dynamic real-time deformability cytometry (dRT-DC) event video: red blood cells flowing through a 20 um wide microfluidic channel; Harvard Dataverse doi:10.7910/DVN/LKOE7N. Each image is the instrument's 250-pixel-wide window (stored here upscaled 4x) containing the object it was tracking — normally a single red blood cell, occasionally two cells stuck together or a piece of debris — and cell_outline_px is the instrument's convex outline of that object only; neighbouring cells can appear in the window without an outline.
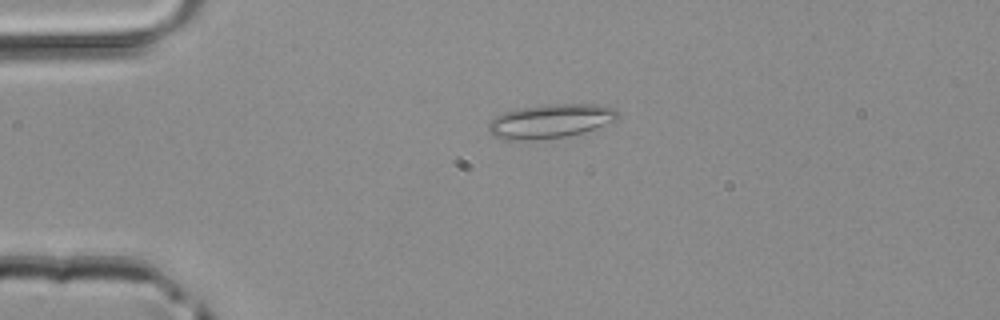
{"species": "common noctule bat (a hibernating species)", "species_latin": "Nyctalus noctula", "temperature_condition": "room temperature", "stored_images_in_passage": 41, "camera_frame_rate_fps": 3000, "um_per_image_px": 0.085, "animal": {"sex": "male", "body_mass_g": 20.4}, "frame": {"image": 1, "passage_image": 5, "time_ms": 1.333, "image_size_px": [1000, 320], "cell_outline_px": [[620, 120], [584, 132], [568, 136], [532, 140], [504, 140], [492, 136], [488, 132], [488, 120], [504, 112], [516, 108], [544, 104], [592, 104], [616, 108], [620, 112]], "centroid_in_image_um": [46.79, 10.29], "position_along_channel_um": 38.2, "area_um2": 26.3}}
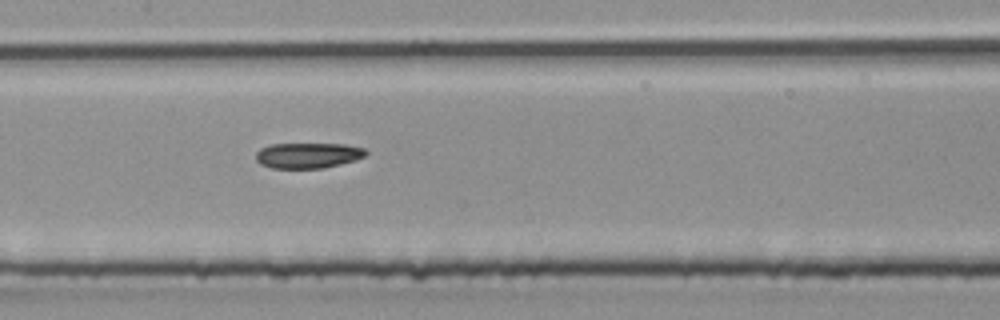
{"frame": {"image": 2, "passage_image": 17, "time_ms": 5.333, "image_size_px": [1000, 320], "cell_outline_px": [[368, 152], [364, 156], [356, 160], [324, 168], [272, 168], [260, 164], [256, 160], [256, 152], [260, 148], [272, 144], [344, 144], [364, 148]], "centroid_in_image_um": [26.17, 13.21], "position_along_channel_um": 181.2, "area_um2": 16.36}}
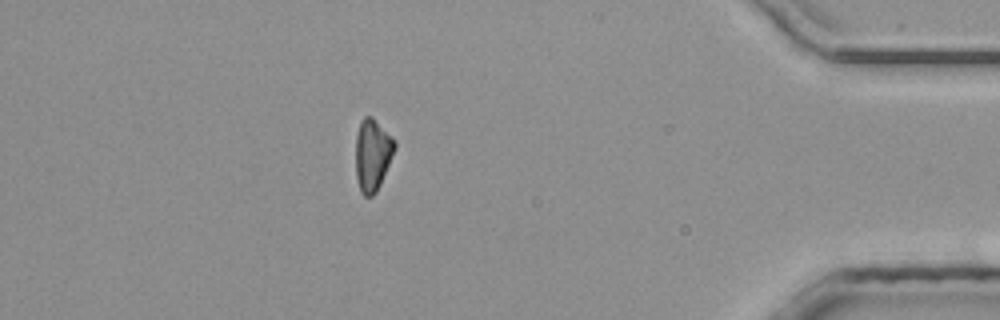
{"frame": {"image": 3, "passage_image": 35, "time_ms": 11.333, "image_size_px": [1000, 320], "cell_outline_px": [[396, 148], [380, 184], [376, 192], [372, 196], [364, 196], [360, 192], [356, 176], [356, 136], [360, 120], [364, 116], [372, 116], [396, 140]], "centroid_in_image_um": [31.66, 13.13], "position_along_channel_um": 403.5, "area_um2": 16.47}}